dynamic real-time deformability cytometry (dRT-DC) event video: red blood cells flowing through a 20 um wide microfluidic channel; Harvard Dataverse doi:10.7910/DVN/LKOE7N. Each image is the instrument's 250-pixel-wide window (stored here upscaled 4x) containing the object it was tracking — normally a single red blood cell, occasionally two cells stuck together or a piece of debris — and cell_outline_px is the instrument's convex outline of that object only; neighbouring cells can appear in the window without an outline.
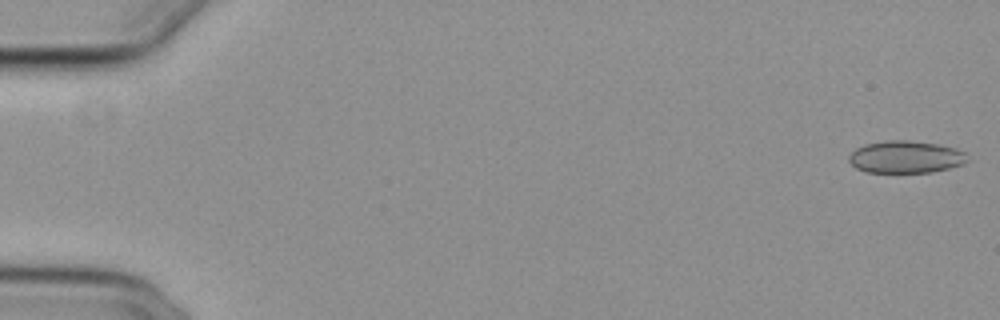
{"species": "common noctule bat (a hibernating species)", "species_latin": "Nyctalus noctula", "temperature_condition": "cold", "stored_images_in_passage": 40, "camera_frame_rate_fps": 3000, "um_per_image_px": 0.085, "animal": {"sex": "female", "body_mass_g": 29.2, "forearm_length_mm": 56.3}, "frame": {"image": 1, "passage_image": 1, "time_ms": 0.0, "image_size_px": [1000, 320], "cell_outline_px": [[968, 160], [964, 164], [932, 172], [868, 172], [856, 168], [848, 160], [848, 156], [856, 148], [864, 144], [888, 140], [908, 140], [936, 144], [956, 148], [964, 152]], "centroid_in_image_um": [76.97, 13.34], "position_along_channel_um": 8.0, "area_um2": 22.2}}
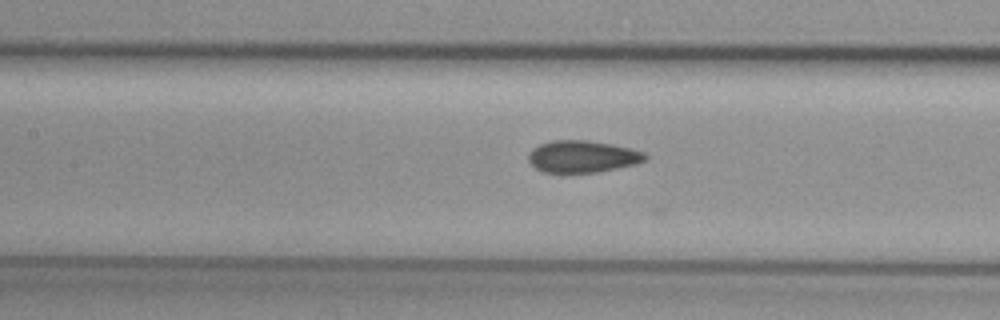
{"frame": {"image": 2, "passage_image": 25, "time_ms": 8.0, "image_size_px": [1000, 320], "cell_outline_px": [[648, 156], [644, 160], [636, 164], [596, 172], [564, 176], [544, 172], [536, 168], [528, 160], [528, 156], [532, 148], [540, 144], [552, 140], [588, 140], [612, 144], [632, 148], [644, 152]], "centroid_in_image_um": [49.47, 13.34], "position_along_channel_um": 157.9, "area_um2": 22.43}}
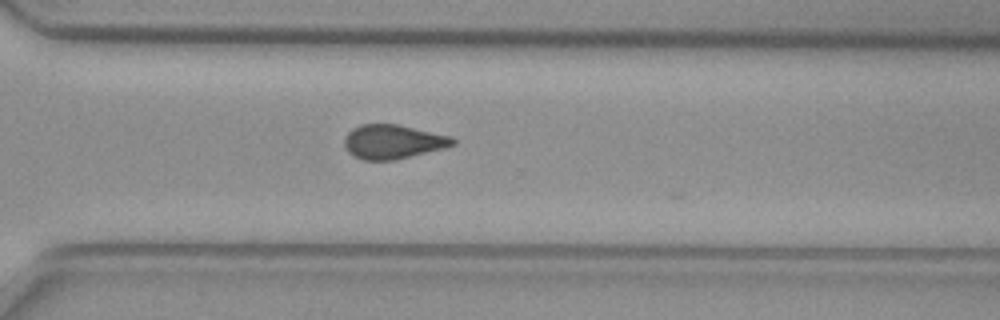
{"frame": {"image": 3, "passage_image": 39, "time_ms": 12.667, "image_size_px": [1000, 320], "cell_outline_px": [[456, 144], [444, 148], [396, 160], [364, 160], [352, 156], [348, 152], [344, 144], [344, 140], [348, 132], [352, 128], [360, 124], [400, 124], [452, 136], [456, 140]], "centroid_in_image_um": [33.41, 12.04], "position_along_channel_um": 337.2, "area_um2": 21.85}}